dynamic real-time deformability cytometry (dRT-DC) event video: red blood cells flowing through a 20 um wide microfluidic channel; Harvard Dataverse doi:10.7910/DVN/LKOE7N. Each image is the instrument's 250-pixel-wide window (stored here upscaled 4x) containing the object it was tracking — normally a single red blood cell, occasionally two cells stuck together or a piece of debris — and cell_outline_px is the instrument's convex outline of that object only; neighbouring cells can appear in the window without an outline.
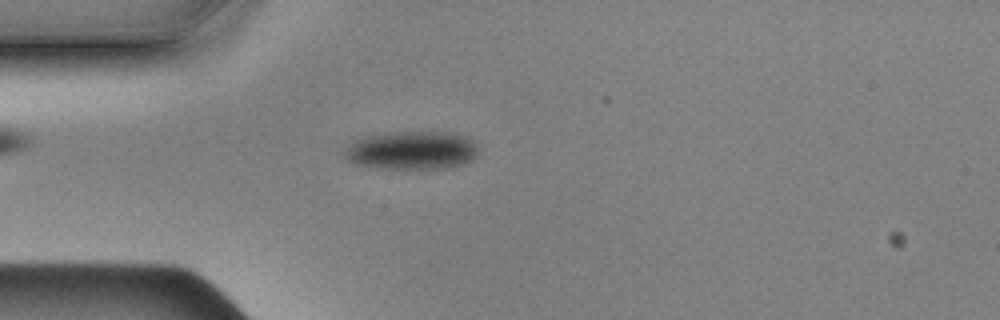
{"species": "Egyptian fruit bat (a non-hibernating species)", "species_latin": "Rousettus aegyptiacus", "temperature_condition": "cold", "stored_images_in_passage": 34, "camera_frame_rate_fps": 3000, "um_per_image_px": 0.085, "animal": {"sex": "male"}, "frame": {"image": 1, "passage_image": 1, "time_ms": 0.0, "image_size_px": [1000, 320], "cell_outline_px": [[476, 156], [472, 160], [464, 164], [444, 168], [376, 168], [352, 164], [344, 156], [344, 152], [356, 140], [368, 136], [392, 132], [444, 132], [464, 136], [472, 140], [476, 144]], "centroid_in_image_um": [35.0, 12.79], "position_along_channel_um": 50.0, "area_um2": 29.59}}
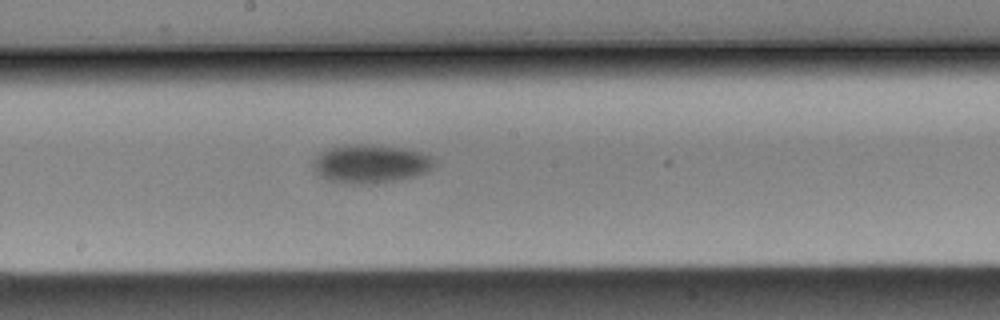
{"frame": {"image": 2, "passage_image": 16, "time_ms": 5.0, "image_size_px": [1000, 320], "cell_outline_px": [[436, 160], [432, 168], [416, 176], [376, 184], [344, 184], [328, 180], [320, 176], [312, 168], [312, 160], [320, 152], [328, 148], [344, 144], [376, 144], [404, 148], [420, 152], [432, 156]], "centroid_in_image_um": [31.46, 13.92], "position_along_channel_um": 216.7, "area_um2": 27.8}}
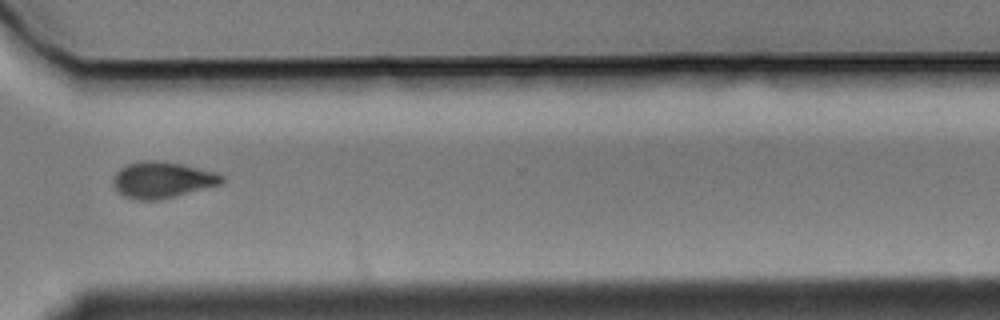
{"frame": {"image": 3, "passage_image": 28, "time_ms": 9.0, "image_size_px": [1000, 320], "cell_outline_px": [[224, 180], [220, 184], [160, 200], [136, 200], [124, 196], [112, 184], [112, 180], [116, 172], [120, 168], [128, 164], [140, 160], [156, 160], [180, 164], [216, 172], [224, 176]], "centroid_in_image_um": [13.76, 15.29], "position_along_channel_um": 356.8, "area_um2": 22.83}, "authors_computed_cell_mechanics": {"area_um2": 27.166, "velocity_mm_per_s": 3.5071, "shape_relaxation_time_tau1_ms": 4.6102, "shape_relaxation_time_tau2_ms": null, "deformation_change_tau1": 0.0818, "deformation_change_tau2": null}}